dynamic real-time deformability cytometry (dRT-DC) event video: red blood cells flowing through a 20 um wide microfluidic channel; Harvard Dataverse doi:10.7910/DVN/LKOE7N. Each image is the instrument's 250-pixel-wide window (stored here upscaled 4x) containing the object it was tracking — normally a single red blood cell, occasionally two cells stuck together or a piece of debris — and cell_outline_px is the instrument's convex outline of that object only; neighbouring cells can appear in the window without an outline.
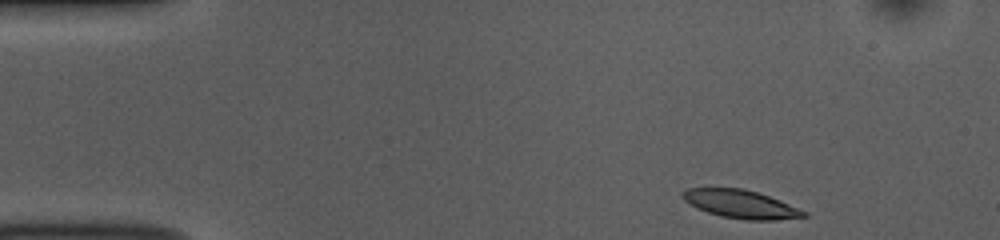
{"species": "common noctule bat (a hibernating species)", "species_latin": "Nyctalus noctula", "temperature_condition": "room temperature", "stored_images_in_passage": 47, "camera_frame_rate_fps": 3000, "um_per_image_px": 0.085, "animal": {"sex": "female", "body_mass_g": 10.0, "forearm_length_mm": 53.1}, "frame": {"image": 1, "passage_image": 1, "time_ms": 0.0, "image_size_px": [1000, 240], "cell_outline_px": [[808, 216], [776, 220], [744, 220], [720, 216], [696, 208], [688, 204], [680, 196], [680, 192], [688, 188], [744, 188], [780, 200], [808, 212]], "centroid_in_image_um": [62.93, 17.35], "position_along_channel_um": 22.1, "area_um2": 20.11}}
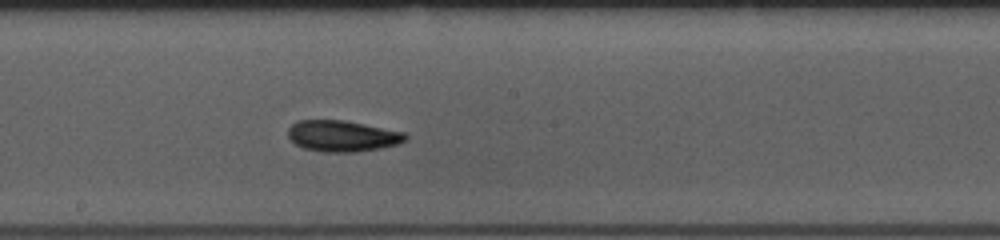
{"frame": {"image": 2, "passage_image": 23, "time_ms": 7.333, "image_size_px": [1000, 240], "cell_outline_px": [[408, 140], [396, 144], [380, 148], [356, 152], [324, 152], [304, 148], [296, 144], [288, 136], [288, 128], [296, 120], [344, 120], [404, 132], [408, 136]], "centroid_in_image_um": [29.1, 11.56], "position_along_channel_um": 219.1, "area_um2": 21.27}}
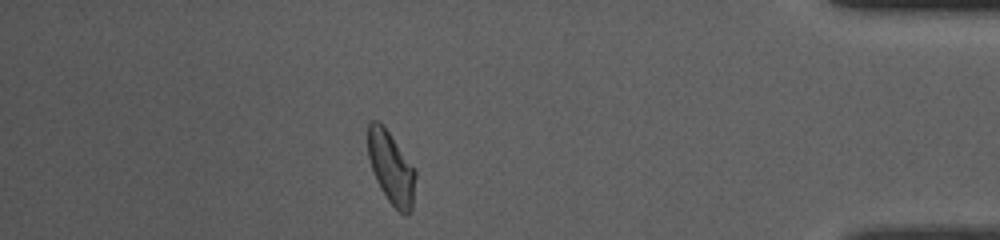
{"frame": {"image": 3, "passage_image": 41, "time_ms": 13.333, "image_size_px": [1000, 240], "cell_outline_px": [[416, 176], [412, 208], [408, 216], [404, 216], [388, 200], [380, 188], [376, 180], [368, 156], [368, 120], [376, 120], [388, 132], [416, 168]], "centroid_in_image_um": [33.27, 14.29], "position_along_channel_um": 401.9, "area_um2": 20.0}, "authors_computed_cell_mechanics": {"area_um2": 20.519, "velocity_mm_per_s": 3.7341, "shape_relaxation_time_tau1_ms": 4.4878, "shape_relaxation_time_tau2_ms": 2.4495, "deformation_change_tau1": 0.1176, "deformation_change_tau2": 0.0771}}